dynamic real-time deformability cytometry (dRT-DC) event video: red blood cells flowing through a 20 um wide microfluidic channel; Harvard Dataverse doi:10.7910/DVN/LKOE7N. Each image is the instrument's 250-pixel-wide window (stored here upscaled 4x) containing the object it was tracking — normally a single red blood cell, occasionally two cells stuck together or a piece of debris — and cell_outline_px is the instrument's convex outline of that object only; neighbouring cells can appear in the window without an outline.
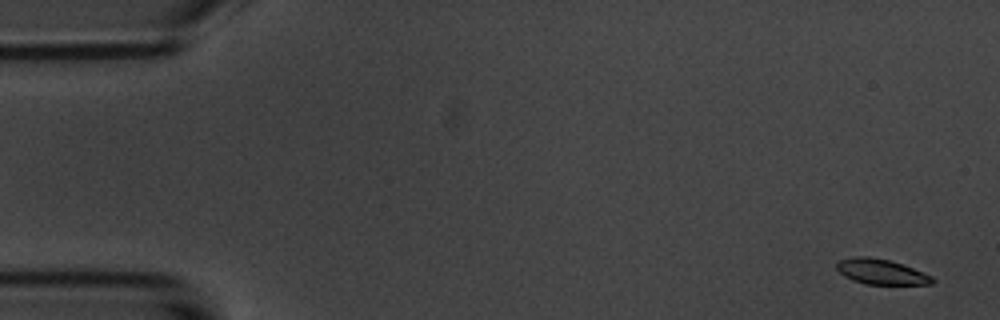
{"species": "common noctule bat (a hibernating species)", "species_latin": "Nyctalus noctula", "temperature_condition": "room temperature", "stored_images_in_passage": 5, "camera_frame_rate_fps": 3000, "um_per_image_px": 0.085, "animal": {"sex": "male", "body_mass_g": 20.1, "forearm_length_mm": 53.5}, "frame": {"image": 1, "passage_image": 1, "time_ms": 0.0, "image_size_px": [1000, 320], "cell_outline_px": [[936, 280], [932, 284], [864, 284], [852, 280], [844, 276], [836, 268], [836, 264], [840, 260], [852, 256], [868, 256], [888, 260], [904, 264], [932, 276]], "centroid_in_image_um": [74.89, 23.09], "position_along_channel_um": 10.1, "area_um2": 14.16}}
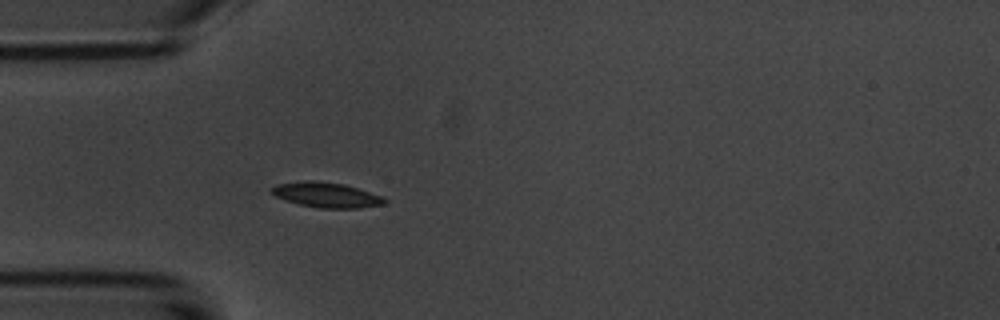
{"frame": {"image": 2, "passage_image": 5, "time_ms": 4.667, "image_size_px": [1000, 320], "cell_outline_px": [[388, 200], [384, 204], [356, 208], [320, 208], [300, 204], [276, 196], [268, 192], [268, 188], [276, 184], [308, 180], [312, 180], [344, 184], [380, 196]], "centroid_in_image_um": [27.68, 16.56], "position_along_channel_um": 57.3, "area_um2": 16.3}}